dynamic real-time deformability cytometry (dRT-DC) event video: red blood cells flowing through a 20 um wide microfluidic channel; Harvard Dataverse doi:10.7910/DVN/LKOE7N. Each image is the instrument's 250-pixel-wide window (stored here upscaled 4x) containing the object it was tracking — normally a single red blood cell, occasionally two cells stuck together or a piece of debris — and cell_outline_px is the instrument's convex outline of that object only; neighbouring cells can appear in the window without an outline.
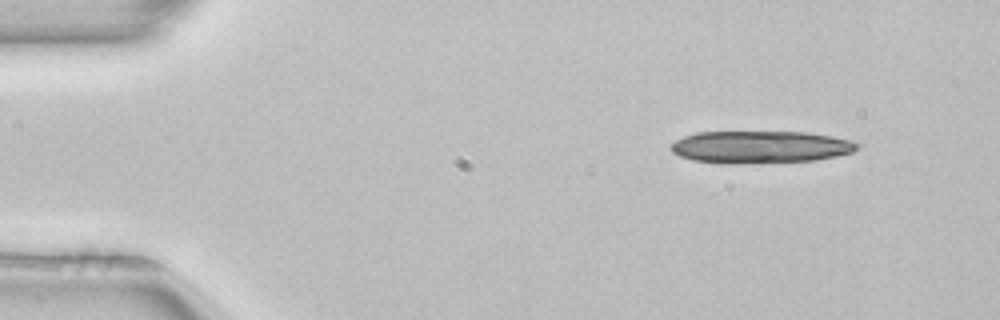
{"species": "common noctule bat (a hibernating species)", "species_latin": "Nyctalus noctula", "temperature_condition": "room temperature", "stored_images_in_passage": 26, "camera_frame_rate_fps": 3000, "um_per_image_px": 0.085, "animal": {"sex": "female", "body_mass_g": 22.7, "forearm_length_mm": 54.2}, "frame": {"image": 1, "passage_image": 1, "time_ms": 0.0, "image_size_px": [1000, 320], "cell_outline_px": [[856, 148], [852, 152], [836, 156], [812, 160], [736, 164], [728, 164], [692, 160], [680, 156], [672, 152], [672, 144], [676, 140], [684, 136], [696, 132], [808, 132], [832, 136], [852, 140], [856, 144]], "centroid_in_image_um": [64.59, 12.49], "position_along_channel_um": 20.4, "area_um2": 34.91}}